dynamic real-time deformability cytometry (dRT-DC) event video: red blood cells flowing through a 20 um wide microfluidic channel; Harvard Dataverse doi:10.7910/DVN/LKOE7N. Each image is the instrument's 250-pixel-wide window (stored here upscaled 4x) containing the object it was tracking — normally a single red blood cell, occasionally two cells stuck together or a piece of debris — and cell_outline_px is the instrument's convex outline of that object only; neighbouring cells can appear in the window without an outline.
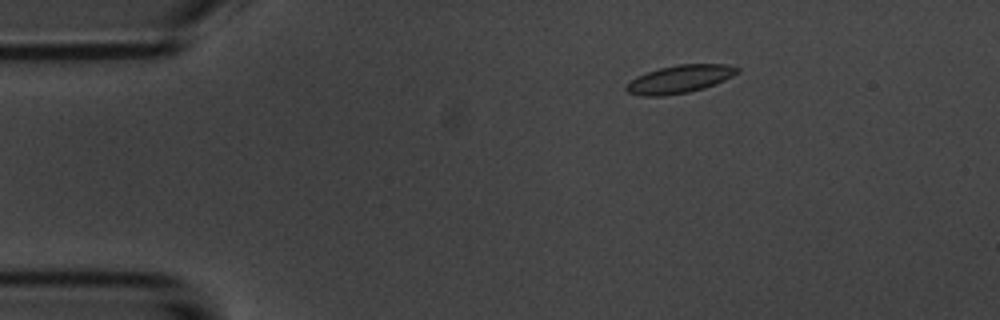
{"species": "common noctule bat (a hibernating species)", "species_latin": "Nyctalus noctula", "temperature_condition": "room temperature", "stored_images_in_passage": 5, "camera_frame_rate_fps": 3000, "um_per_image_px": 0.085, "animal": {"sex": "male", "body_mass_g": 20.1, "forearm_length_mm": 53.5}, "frame": {"image": 1, "passage_image": 3, "time_ms": 2.333, "image_size_px": [1000, 320], "cell_outline_px": [[740, 72], [724, 80], [704, 88], [688, 92], [664, 96], [644, 96], [628, 92], [624, 88], [624, 84], [636, 76], [660, 68], [680, 64], [728, 64], [740, 68]], "centroid_in_image_um": [57.76, 6.72], "position_along_channel_um": 27.2, "area_um2": 18.09}}
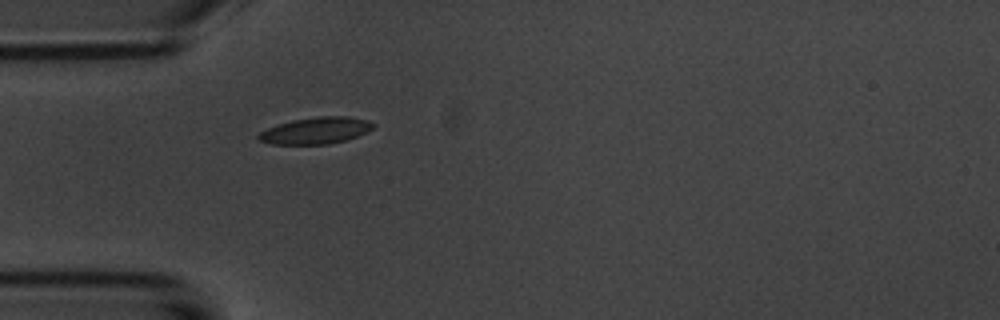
{"frame": {"image": 2, "passage_image": 5, "time_ms": 4.667, "image_size_px": [1000, 320], "cell_outline_px": [[376, 124], [372, 128], [348, 140], [328, 144], [272, 144], [260, 140], [256, 136], [260, 132], [268, 128], [292, 120], [320, 116], [348, 116], [368, 120]], "centroid_in_image_um": [26.86, 11.09], "position_along_channel_um": 58.1, "area_um2": 17.63}}